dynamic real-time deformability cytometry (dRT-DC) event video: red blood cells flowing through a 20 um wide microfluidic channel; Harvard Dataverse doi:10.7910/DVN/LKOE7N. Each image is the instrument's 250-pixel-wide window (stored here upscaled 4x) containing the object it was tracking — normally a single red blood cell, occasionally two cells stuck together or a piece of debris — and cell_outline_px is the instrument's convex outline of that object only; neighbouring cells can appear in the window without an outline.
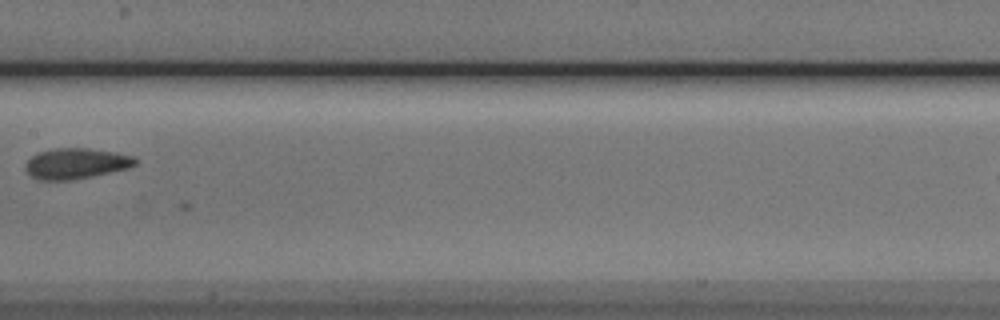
{"species": "Egyptian fruit bat (a non-hibernating species)", "species_latin": "Rousettus aegyptiacus", "temperature_condition": "cold", "stored_images_in_passage": 5, "segment_of_instrument_passage": [1, 2], "camera_frame_rate_fps": 3000, "um_per_image_px": 0.085, "animal": {"sex": "male"}, "frame": {"image": 1, "passage_image": 4, "time_ms": 3.333, "image_size_px": [1000, 320], "cell_outline_px": [[136, 164], [128, 168], [92, 176], [68, 180], [40, 180], [32, 176], [24, 168], [24, 164], [36, 152], [56, 148], [88, 148], [116, 152], [132, 156], [136, 160]], "centroid_in_image_um": [6.43, 13.89], "position_along_channel_um": 201.0, "area_um2": 19.54}}